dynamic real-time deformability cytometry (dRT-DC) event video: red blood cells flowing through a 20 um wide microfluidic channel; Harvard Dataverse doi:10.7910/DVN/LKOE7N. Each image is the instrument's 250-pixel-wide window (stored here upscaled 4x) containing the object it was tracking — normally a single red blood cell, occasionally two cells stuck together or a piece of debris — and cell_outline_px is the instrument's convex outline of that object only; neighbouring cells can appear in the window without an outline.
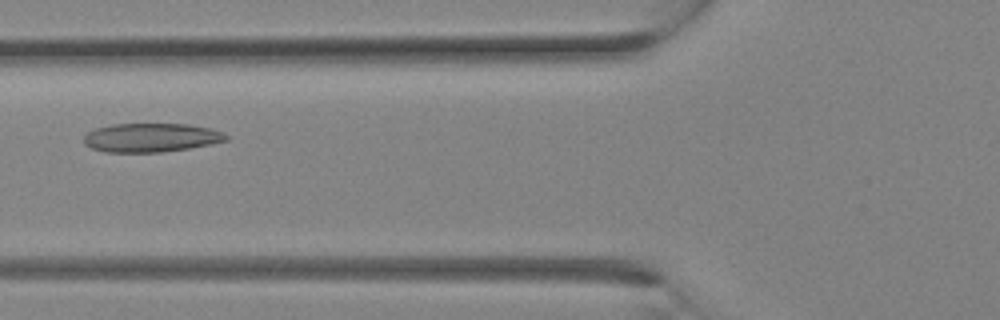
{"species": "Egyptian fruit bat (a non-hibernating species)", "species_latin": "Rousettus aegyptiacus", "temperature_condition": "room temperature", "stored_images_in_passage": 13, "camera_frame_rate_fps": 3000, "um_per_image_px": 0.085, "animal": {"sex": "female"}, "frame": {"image": 1, "passage_image": 10, "time_ms": 3.0, "image_size_px": [1000, 320], "cell_outline_px": [[228, 140], [188, 148], [160, 152], [104, 152], [92, 148], [84, 144], [84, 136], [88, 132], [96, 128], [112, 124], [188, 124], [208, 128], [224, 132], [228, 136]], "centroid_in_image_um": [12.82, 11.69], "position_along_channel_um": 113.0, "area_um2": 23.76}}
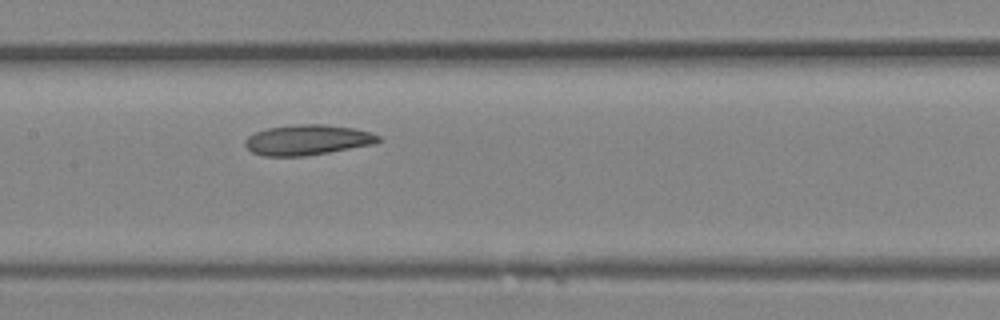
{"frame": {"image": 2, "passage_image": 13, "time_ms": 4.0, "image_size_px": [1000, 320], "cell_outline_px": [[384, 140], [376, 144], [304, 156], [264, 156], [252, 152], [244, 144], [244, 140], [248, 136], [256, 132], [268, 128], [300, 124], [324, 124], [352, 128], [372, 132], [380, 136]], "centroid_in_image_um": [26.18, 11.89], "position_along_channel_um": 181.2, "area_um2": 23.58}}